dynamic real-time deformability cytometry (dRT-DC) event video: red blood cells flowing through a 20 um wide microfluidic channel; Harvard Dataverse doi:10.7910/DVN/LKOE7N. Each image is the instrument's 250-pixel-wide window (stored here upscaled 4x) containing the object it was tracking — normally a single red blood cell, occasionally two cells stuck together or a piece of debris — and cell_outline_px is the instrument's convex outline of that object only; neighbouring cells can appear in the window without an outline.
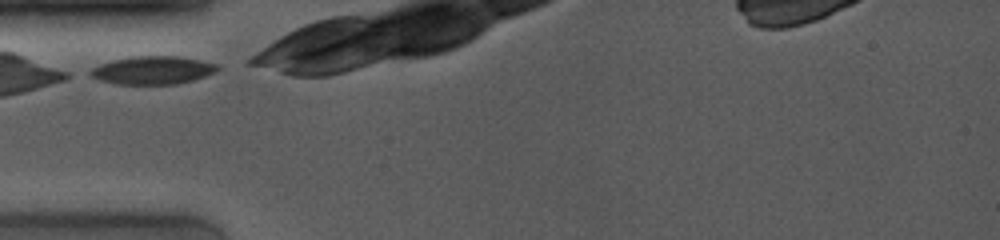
{"species": "common noctule bat (a hibernating species)", "species_latin": "Nyctalus noctula", "temperature_condition": "room temperature", "stored_images_in_passage": 11, "camera_frame_rate_fps": 4000, "um_per_image_px": 0.085, "animal": {"sex": "female", "body_mass_g": 19.0, "forearm_length_mm": 53.3}, "frame": {"image": 1, "passage_image": 1, "time_ms": 0.0, "image_size_px": [1000, 240], "cell_outline_px": [[220, 68], [216, 72], [192, 80], [176, 84], [116, 84], [100, 80], [88, 76], [84, 72], [100, 64], [112, 60], [136, 56], [180, 56], [200, 60], [216, 64]], "centroid_in_image_um": [12.92, 5.97], "position_along_channel_um": 72.1, "area_um2": 20.92}}